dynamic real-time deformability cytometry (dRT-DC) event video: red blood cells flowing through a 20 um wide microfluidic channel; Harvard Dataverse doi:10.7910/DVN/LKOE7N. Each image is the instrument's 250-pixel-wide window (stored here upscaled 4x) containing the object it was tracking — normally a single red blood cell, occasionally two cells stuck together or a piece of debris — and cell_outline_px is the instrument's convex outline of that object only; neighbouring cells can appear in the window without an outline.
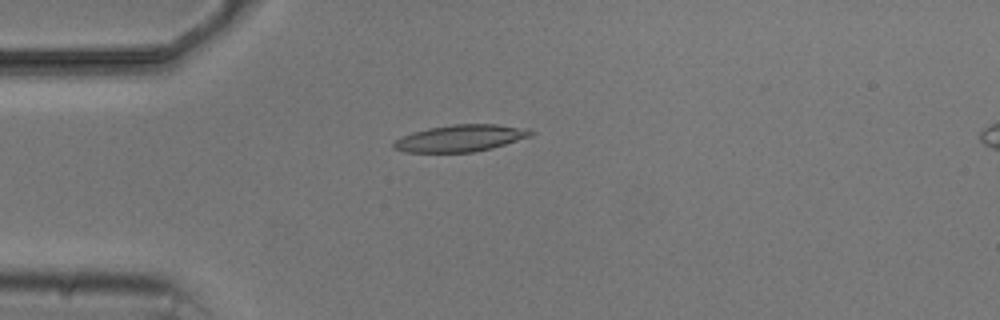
{"species": "common noctule bat (a hibernating species)", "species_latin": "Nyctalus noctula", "temperature_condition": "cold", "stored_images_in_passage": 4, "camera_frame_rate_fps": 3000, "um_per_image_px": 0.085, "animal": {"sex": "male", "body_mass_g": 20.5, "forearm_length_mm": 52.5}, "frame": {"image": 1, "passage_image": 4, "time_ms": 3.667, "image_size_px": [1000, 320], "cell_outline_px": [[536, 132], [532, 136], [492, 148], [472, 152], [404, 152], [392, 148], [392, 144], [400, 136], [412, 132], [428, 128], [452, 124], [496, 124], [528, 128]], "centroid_in_image_um": [39.15, 11.74], "position_along_channel_um": 45.9, "area_um2": 21.62}}